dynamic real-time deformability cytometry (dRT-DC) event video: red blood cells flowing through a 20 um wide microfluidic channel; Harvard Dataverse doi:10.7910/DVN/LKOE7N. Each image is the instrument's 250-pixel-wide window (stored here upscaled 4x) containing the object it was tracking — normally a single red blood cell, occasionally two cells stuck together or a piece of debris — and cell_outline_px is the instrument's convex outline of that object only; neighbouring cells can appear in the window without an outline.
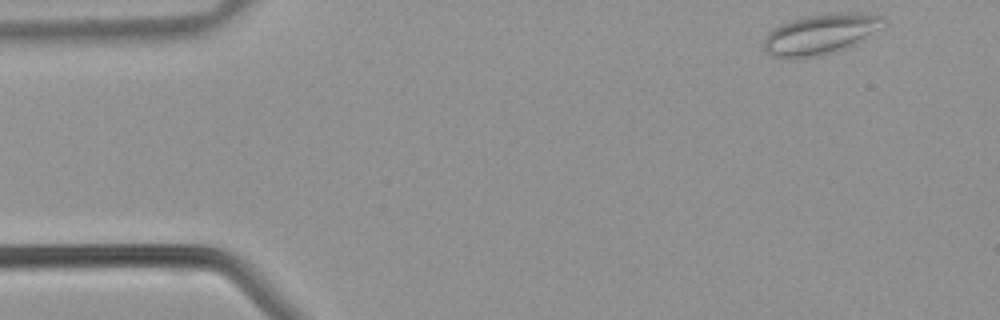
{"species": "common noctule bat (a hibernating species)", "species_latin": "Nyctalus noctula", "temperature_condition": "warm", "stored_images_in_passage": 38, "camera_frame_rate_fps": 3000, "um_per_image_px": 0.085, "animal": {"sex": "male", "body_mass_g": 21.5, "forearm_length_mm": 52.0}, "frame": {"image": 1, "passage_image": 1, "time_ms": 0.0, "image_size_px": [1000, 320], "cell_outline_px": [[884, 20], [856, 44], [844, 48], [812, 56], [772, 56], [764, 48], [764, 36], [772, 28], [780, 24], [792, 20], [812, 16], [840, 12], [860, 12], [880, 16]], "centroid_in_image_um": [69.66, 2.87], "position_along_channel_um": 15.3, "area_um2": 26.7}}
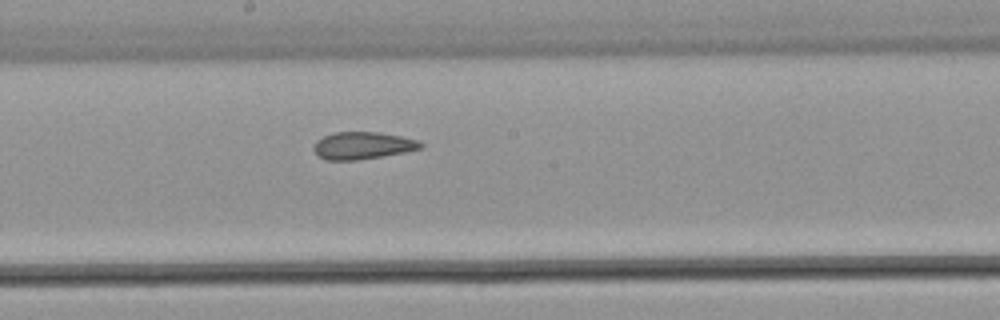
{"frame": {"image": 2, "passage_image": 19, "time_ms": 6.0, "image_size_px": [1000, 320], "cell_outline_px": [[424, 144], [420, 148], [404, 152], [356, 160], [324, 160], [316, 156], [312, 148], [316, 140], [324, 136], [336, 132], [380, 132], [420, 140]], "centroid_in_image_um": [30.78, 12.37], "position_along_channel_um": 217.4, "area_um2": 17.05}}
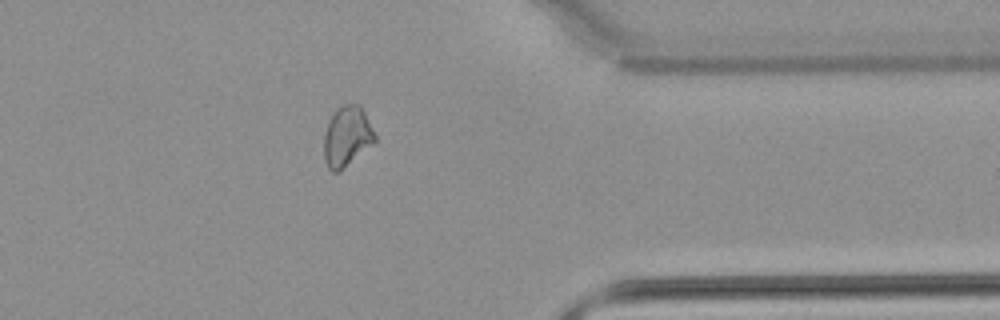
{"frame": {"image": 3, "passage_image": 30, "time_ms": 9.667, "image_size_px": [1000, 320], "cell_outline_px": [[376, 140], [372, 144], [336, 172], [332, 172], [328, 168], [324, 160], [324, 136], [328, 124], [336, 108], [344, 104], [360, 104], [376, 136]], "centroid_in_image_um": [29.47, 11.56], "position_along_channel_um": 381.9, "area_um2": 17.34}}